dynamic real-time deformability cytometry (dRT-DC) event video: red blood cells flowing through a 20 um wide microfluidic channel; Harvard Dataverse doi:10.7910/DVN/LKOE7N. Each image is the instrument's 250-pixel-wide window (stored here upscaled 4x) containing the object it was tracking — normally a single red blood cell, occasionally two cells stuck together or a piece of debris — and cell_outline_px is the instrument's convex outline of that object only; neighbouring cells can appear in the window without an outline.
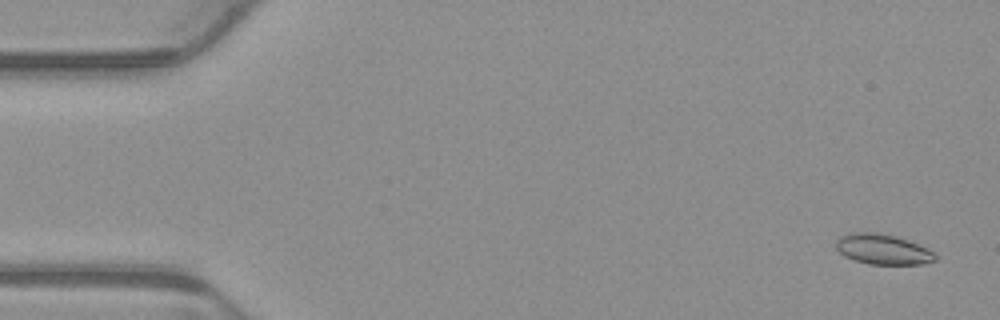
{"species": "common noctule bat (a hibernating species)", "species_latin": "Nyctalus noctula", "temperature_condition": "warm", "stored_images_in_passage": 3, "camera_frame_rate_fps": 3000, "um_per_image_px": 0.085, "animal": {"sex": "male", "body_mass_g": 23.1, "forearm_length_mm": 52.7}, "frame": {"image": 1, "passage_image": 1, "time_ms": 0.0, "image_size_px": [1000, 320], "cell_outline_px": [[936, 260], [920, 264], [868, 264], [844, 256], [836, 248], [836, 240], [840, 236], [848, 232], [880, 232], [896, 236], [908, 240], [932, 252], [936, 256]], "centroid_in_image_um": [74.98, 21.17], "position_along_channel_um": 10.0, "area_um2": 17.4}}